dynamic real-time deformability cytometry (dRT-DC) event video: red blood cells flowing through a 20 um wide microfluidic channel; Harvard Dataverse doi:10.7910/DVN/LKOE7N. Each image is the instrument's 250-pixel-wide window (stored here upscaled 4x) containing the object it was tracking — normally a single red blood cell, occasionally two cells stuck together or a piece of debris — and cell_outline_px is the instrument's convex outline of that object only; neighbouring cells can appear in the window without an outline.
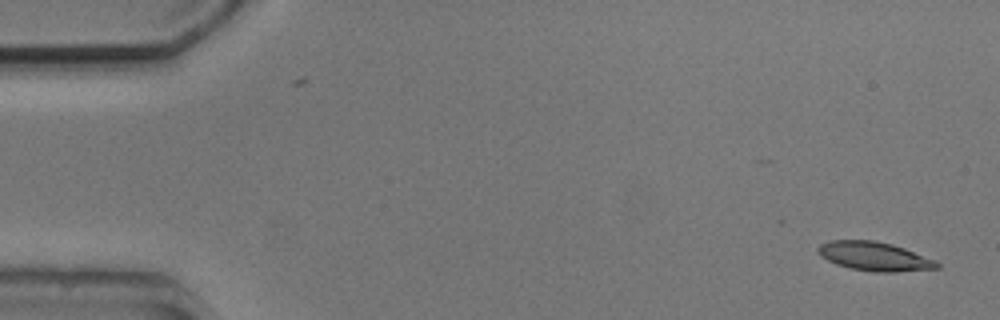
{"species": "common noctule bat (a hibernating species)", "species_latin": "Nyctalus noctula", "temperature_condition": "cold", "stored_images_in_passage": 4, "camera_frame_rate_fps": 3000, "um_per_image_px": 0.085, "animal": {"sex": "male", "body_mass_g": 20.5, "forearm_length_mm": 52.5}, "frame": {"image": 1, "passage_image": 1, "time_ms": 0.0, "image_size_px": [1000, 320], "cell_outline_px": [[940, 268], [896, 272], [872, 272], [852, 268], [836, 264], [820, 256], [816, 252], [816, 248], [820, 244], [828, 240], [876, 240], [892, 244], [904, 248], [936, 260], [940, 264]], "centroid_in_image_um": [74.31, 21.78], "position_along_channel_um": 10.7, "area_um2": 20.23}}